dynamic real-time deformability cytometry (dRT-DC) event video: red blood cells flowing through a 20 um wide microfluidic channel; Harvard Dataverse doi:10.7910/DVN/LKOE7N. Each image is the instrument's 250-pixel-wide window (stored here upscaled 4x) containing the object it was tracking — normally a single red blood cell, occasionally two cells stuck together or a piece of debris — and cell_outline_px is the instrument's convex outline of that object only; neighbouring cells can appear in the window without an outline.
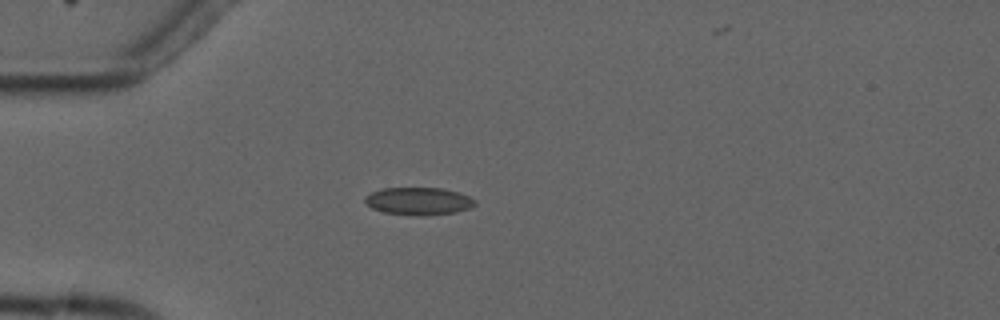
{"species": "common noctule bat (a hibernating species)", "species_latin": "Nyctalus noctula", "temperature_condition": "cold", "stored_images_in_passage": 7, "camera_frame_rate_fps": 3000, "um_per_image_px": 0.085, "animal": {"sex": "male", "forearm_length_mm": 52.5}, "frame": {"image": 1, "passage_image": 5, "time_ms": 4.667, "image_size_px": [1000, 320], "cell_outline_px": [[476, 204], [468, 208], [456, 212], [416, 216], [384, 212], [372, 208], [364, 200], [364, 196], [372, 192], [384, 188], [440, 188], [460, 192], [476, 200]], "centroid_in_image_um": [35.58, 17.09], "position_along_channel_um": 49.4, "area_um2": 17.57}}